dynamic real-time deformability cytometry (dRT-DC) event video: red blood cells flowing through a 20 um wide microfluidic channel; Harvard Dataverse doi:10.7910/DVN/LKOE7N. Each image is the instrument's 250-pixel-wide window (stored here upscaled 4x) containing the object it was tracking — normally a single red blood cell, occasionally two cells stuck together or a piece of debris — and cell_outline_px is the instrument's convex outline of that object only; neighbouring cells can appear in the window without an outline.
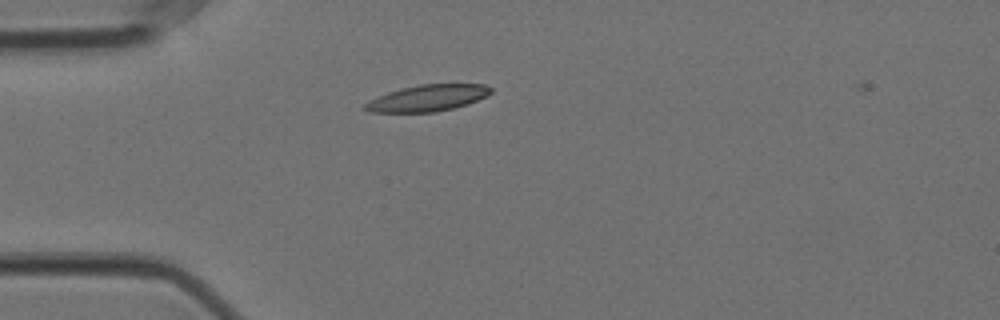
{"species": "Egyptian fruit bat (a non-hibernating species)", "species_latin": "Rousettus aegyptiacus", "temperature_condition": "cold", "stored_images_in_passage": 43, "camera_frame_rate_fps": 3000, "um_per_image_px": 0.085, "animal": {"sex": "female"}, "frame": {"image": 1, "passage_image": 1, "time_ms": 0.0, "image_size_px": [1000, 320], "cell_outline_px": [[492, 92], [488, 96], [468, 104], [436, 112], [368, 112], [360, 108], [368, 100], [388, 92], [420, 84], [484, 84], [492, 88]], "centroid_in_image_um": [36.33, 8.34], "position_along_channel_um": 48.7, "area_um2": 19.48}}
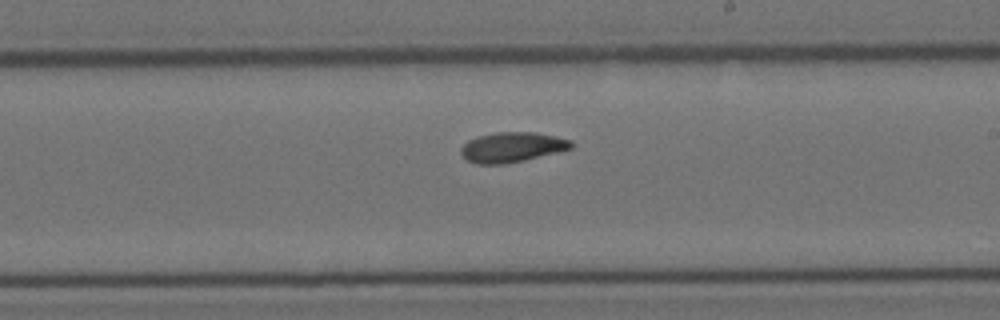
{"frame": {"image": 2, "passage_image": 19, "time_ms": 6.0, "image_size_px": [1000, 320], "cell_outline_px": [[572, 148], [524, 160], [504, 164], [476, 164], [468, 160], [460, 152], [460, 148], [468, 140], [476, 136], [496, 132], [536, 132], [556, 136], [572, 140]], "centroid_in_image_um": [43.5, 12.5], "position_along_channel_um": 245.5, "area_um2": 19.25}}
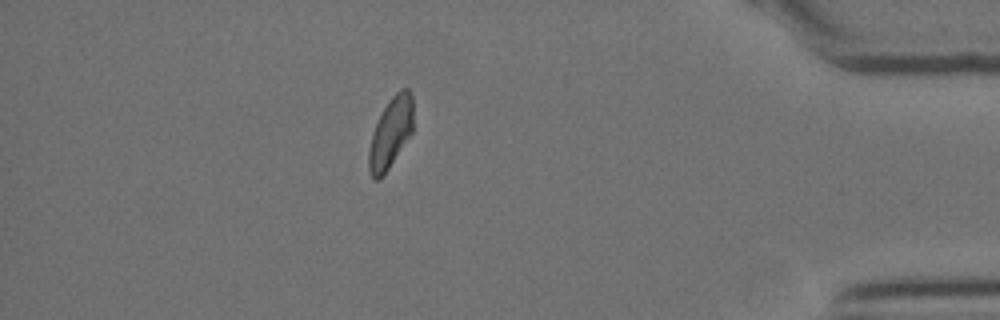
{"frame": {"image": 3, "passage_image": 36, "time_ms": 11.667, "image_size_px": [1000, 320], "cell_outline_px": [[412, 132], [380, 180], [372, 180], [368, 168], [368, 152], [372, 132], [388, 100], [400, 88], [408, 88], [412, 92]], "centroid_in_image_um": [33.18, 11.29], "position_along_channel_um": 402.0, "area_um2": 18.15}, "authors_computed_cell_mechanics": {"area_um2": 18.8428, "velocity_mm_per_s": 3.5012, "shape_relaxation_time_tau1_ms": 8.6254, "shape_relaxation_time_tau2_ms": 3.6197, "deformation_change_tau1": 0.1752, "deformation_change_tau2": 0.0841}}